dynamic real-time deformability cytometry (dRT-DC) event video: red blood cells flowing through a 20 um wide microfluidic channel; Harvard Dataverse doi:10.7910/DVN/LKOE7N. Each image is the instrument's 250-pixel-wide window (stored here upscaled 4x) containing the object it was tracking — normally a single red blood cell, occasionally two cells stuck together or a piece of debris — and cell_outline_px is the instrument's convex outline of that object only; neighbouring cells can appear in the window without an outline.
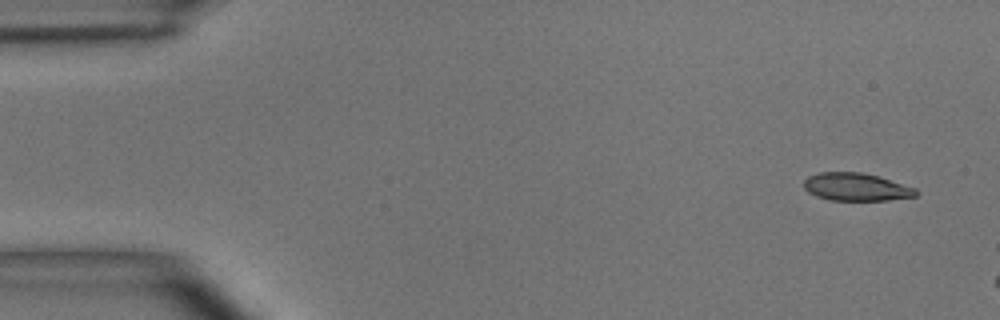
{"species": "common noctule bat (a hibernating species)", "species_latin": "Nyctalus noctula", "temperature_condition": "room temperature", "stored_images_in_passage": 3, "camera_frame_rate_fps": 3000, "um_per_image_px": 0.085, "animal": {"sex": "male", "body_mass_g": 15.6}, "frame": {"image": 1, "passage_image": 1, "time_ms": 0.0, "image_size_px": [1000, 320], "cell_outline_px": [[920, 192], [916, 196], [888, 200], [828, 200], [816, 196], [808, 192], [804, 188], [804, 180], [808, 176], [820, 172], [860, 172], [880, 176], [916, 188]], "centroid_in_image_um": [72.79, 15.89], "position_along_channel_um": 12.2, "area_um2": 18.32}}